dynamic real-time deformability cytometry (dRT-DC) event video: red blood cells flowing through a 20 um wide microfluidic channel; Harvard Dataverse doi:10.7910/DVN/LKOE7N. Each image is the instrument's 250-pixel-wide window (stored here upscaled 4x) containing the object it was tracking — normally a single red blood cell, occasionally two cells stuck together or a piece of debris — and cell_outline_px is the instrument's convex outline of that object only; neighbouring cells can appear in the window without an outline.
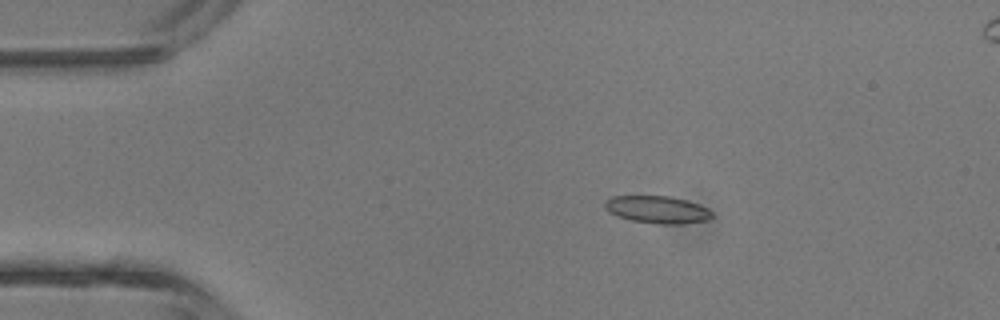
{"species": "common noctule bat (a hibernating species)", "species_latin": "Nyctalus noctula", "temperature_condition": "room temperature", "stored_images_in_passage": 5, "camera_frame_rate_fps": 3000, "um_per_image_px": 0.085, "animal": {"sex": "male", "body_mass_g": 13.3}, "frame": {"image": 1, "passage_image": 3, "time_ms": 2.333, "image_size_px": [1000, 320], "cell_outline_px": [[712, 216], [708, 220], [680, 224], [660, 224], [632, 220], [616, 216], [608, 212], [604, 208], [604, 200], [612, 196], [668, 196], [684, 200], [708, 208], [712, 212]], "centroid_in_image_um": [55.82, 17.81], "position_along_channel_um": 29.2, "area_um2": 17.05}}